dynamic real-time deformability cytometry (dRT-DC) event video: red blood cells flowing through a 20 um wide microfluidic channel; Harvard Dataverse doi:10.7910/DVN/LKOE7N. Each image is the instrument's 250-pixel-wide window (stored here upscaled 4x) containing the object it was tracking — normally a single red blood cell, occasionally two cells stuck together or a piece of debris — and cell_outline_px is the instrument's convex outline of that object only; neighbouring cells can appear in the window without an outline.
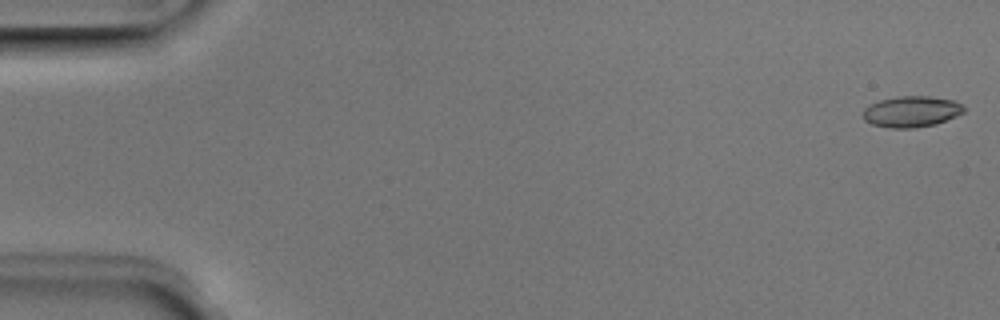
{"species": "Egyptian fruit bat (a non-hibernating species)", "species_latin": "Rousettus aegyptiacus", "temperature_condition": "room temperature", "stored_images_in_passage": 50, "camera_frame_rate_fps": 3000, "um_per_image_px": 0.085, "animal": {"sex": "male"}, "frame": {"image": 1, "passage_image": 1, "time_ms": 0.0, "image_size_px": [1000, 320], "cell_outline_px": [[968, 108], [964, 112], [956, 116], [936, 124], [916, 128], [888, 128], [872, 124], [864, 120], [864, 108], [868, 104], [880, 100], [896, 96], [928, 96], [952, 100]], "centroid_in_image_um": [77.47, 9.49], "position_along_channel_um": 7.5, "area_um2": 18.38}}
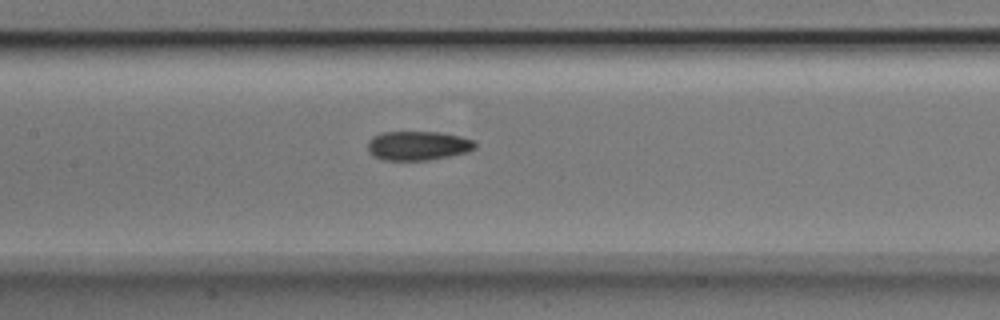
{"frame": {"image": 2, "passage_image": 24, "time_ms": 7.667, "image_size_px": [1000, 320], "cell_outline_px": [[476, 148], [468, 152], [428, 160], [384, 160], [372, 156], [368, 152], [368, 140], [372, 136], [380, 132], [440, 132], [460, 136], [476, 140]], "centroid_in_image_um": [35.52, 12.37], "position_along_channel_um": 171.9, "area_um2": 18.5}}
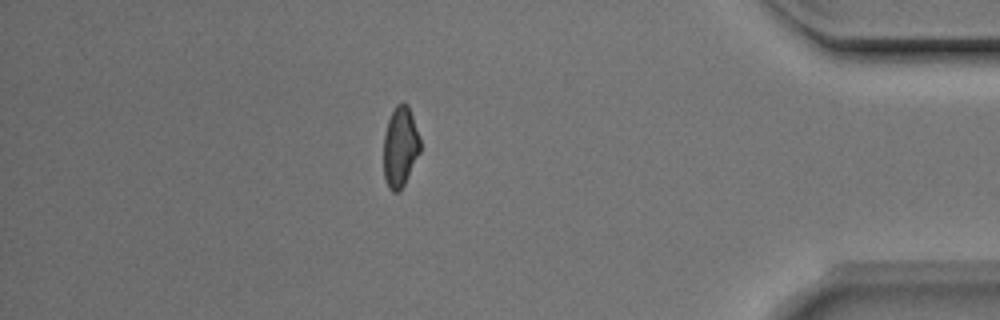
{"frame": {"image": 3, "passage_image": 44, "time_ms": 14.333, "image_size_px": [1000, 320], "cell_outline_px": [[420, 152], [404, 184], [396, 192], [392, 192], [388, 188], [384, 180], [384, 132], [388, 120], [396, 104], [408, 104], [420, 140]], "centroid_in_image_um": [34.0, 12.5], "position_along_channel_um": 401.2, "area_um2": 16.94}, "authors_computed_cell_mechanics": {"area_um2": 18.1781, "velocity_mm_per_s": 4.0189, "shape_relaxation_time_tau1_ms": 3.7946, "shape_relaxation_time_tau2_ms": 1.5196, "deformation_change_tau1": 0.1481, "deformation_change_tau2": 0.074}}